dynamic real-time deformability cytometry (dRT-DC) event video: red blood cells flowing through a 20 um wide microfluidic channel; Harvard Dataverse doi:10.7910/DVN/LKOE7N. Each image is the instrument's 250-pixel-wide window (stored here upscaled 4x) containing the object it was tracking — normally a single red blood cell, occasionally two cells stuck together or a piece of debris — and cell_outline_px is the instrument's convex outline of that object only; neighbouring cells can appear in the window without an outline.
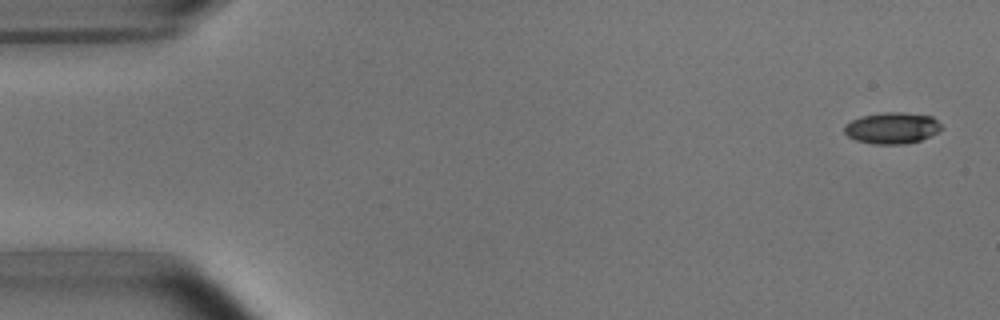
{"species": "common noctule bat (a hibernating species)", "species_latin": "Nyctalus noctula", "temperature_condition": "room temperature", "stored_images_in_passage": 5, "camera_frame_rate_fps": 3000, "um_per_image_px": 0.085, "animal": {"sex": "male", "body_mass_g": 15.6}, "frame": {"image": 1, "passage_image": 1, "time_ms": 0.0, "image_size_px": [1000, 320], "cell_outline_px": [[940, 132], [920, 140], [904, 144], [872, 144], [856, 140], [848, 136], [844, 132], [844, 124], [860, 116], [884, 112], [904, 112], [932, 116], [940, 124]], "centroid_in_image_um": [75.8, 10.88], "position_along_channel_um": 9.2, "area_um2": 17.8}}
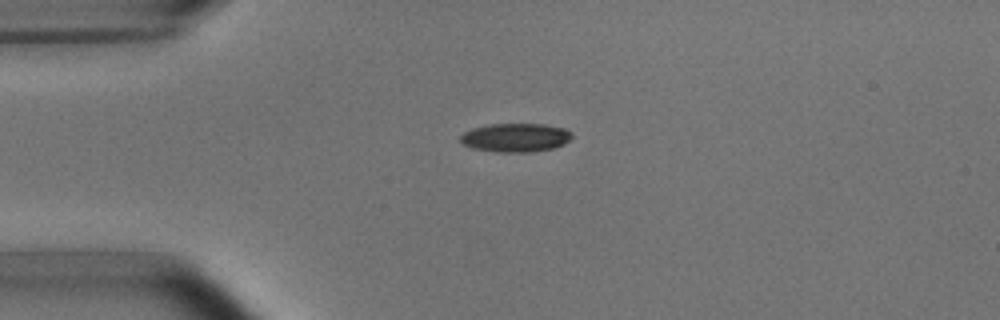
{"frame": {"image": 2, "passage_image": 4, "time_ms": 3.667, "image_size_px": [1000, 320], "cell_outline_px": [[572, 136], [564, 144], [552, 148], [532, 152], [496, 152], [472, 148], [464, 144], [460, 140], [460, 136], [464, 132], [472, 128], [488, 124], [544, 124], [564, 128], [572, 132]], "centroid_in_image_um": [43.81, 11.69], "position_along_channel_um": 41.2, "area_um2": 18.67}}